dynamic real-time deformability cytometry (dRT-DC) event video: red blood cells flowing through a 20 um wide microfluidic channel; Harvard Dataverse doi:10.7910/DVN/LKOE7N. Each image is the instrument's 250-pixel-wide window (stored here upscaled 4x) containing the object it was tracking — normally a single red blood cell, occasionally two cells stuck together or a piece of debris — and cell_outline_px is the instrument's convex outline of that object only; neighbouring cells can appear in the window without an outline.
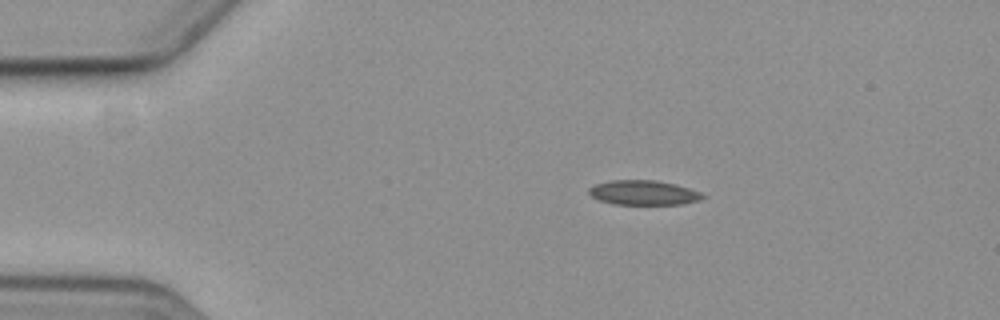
{"species": "common noctule bat (a hibernating species)", "species_latin": "Nyctalus noctula", "temperature_condition": "cold", "stored_images_in_passage": 4, "camera_frame_rate_fps": 3000, "um_per_image_px": 0.085, "animal": {"sex": "female", "body_mass_g": 19.3, "forearm_length_mm": 54.1}, "frame": {"image": 1, "passage_image": 1, "time_ms": 0.0, "image_size_px": [1000, 320], "cell_outline_px": [[704, 196], [700, 200], [680, 204], [612, 204], [600, 200], [592, 196], [588, 192], [588, 188], [596, 184], [612, 180], [656, 180], [676, 184], [700, 192]], "centroid_in_image_um": [54.68, 16.37], "position_along_channel_um": 30.3, "area_um2": 16.18}}
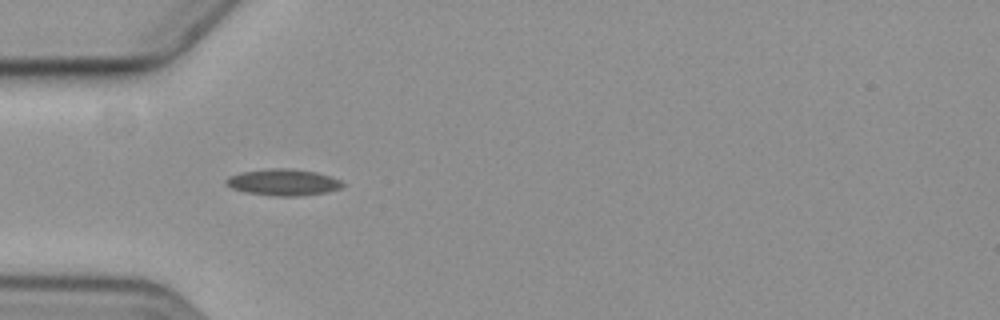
{"frame": {"image": 2, "passage_image": 3, "time_ms": 2.333, "image_size_px": [1000, 320], "cell_outline_px": [[344, 184], [340, 188], [328, 192], [296, 196], [276, 196], [244, 192], [232, 188], [224, 184], [224, 180], [228, 176], [240, 172], [268, 168], [288, 168], [316, 172], [332, 176], [340, 180]], "centroid_in_image_um": [24.04, 15.49], "position_along_channel_um": 61.0, "area_um2": 18.15}}
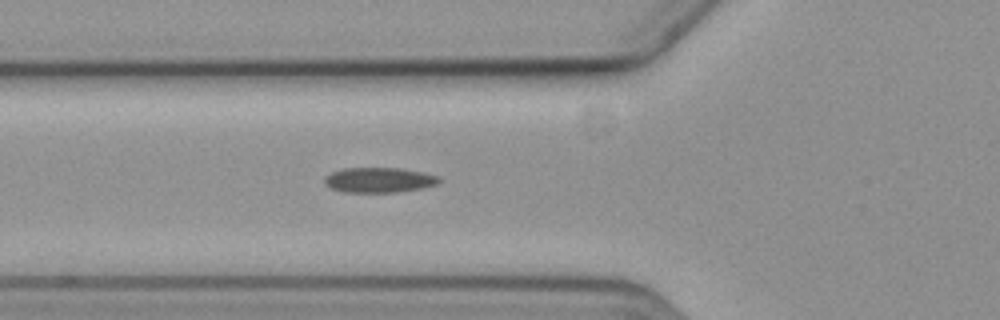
{"frame": {"image": 3, "passage_image": 4, "time_ms": 3.333, "image_size_px": [1000, 320], "cell_outline_px": [[440, 180], [436, 184], [420, 188], [396, 192], [344, 192], [332, 188], [324, 184], [324, 176], [332, 172], [344, 168], [400, 168], [420, 172], [436, 176]], "centroid_in_image_um": [32.14, 15.3], "position_along_channel_um": 93.7, "area_um2": 16.47}}